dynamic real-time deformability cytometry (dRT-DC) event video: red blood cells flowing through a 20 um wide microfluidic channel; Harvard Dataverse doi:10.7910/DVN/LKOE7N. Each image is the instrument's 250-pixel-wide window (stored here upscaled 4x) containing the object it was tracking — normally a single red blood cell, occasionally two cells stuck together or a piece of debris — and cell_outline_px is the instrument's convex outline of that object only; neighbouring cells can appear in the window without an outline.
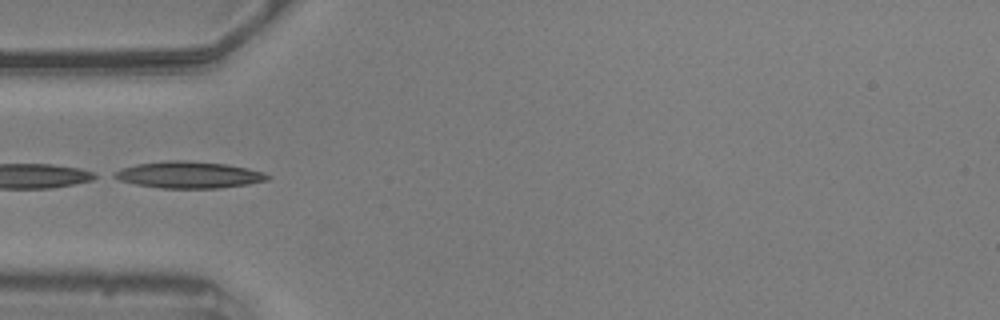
{"species": "common noctule bat (a hibernating species)", "species_latin": "Nyctalus noctula", "temperature_condition": "warm", "stored_images_in_passage": 9, "camera_frame_rate_fps": 3000, "um_per_image_px": 0.085, "animal": {"sex": "male", "body_mass_g": 20.5, "forearm_length_mm": 52.5}, "frame": {"image": 1, "passage_image": 1, "time_ms": 0.0, "image_size_px": [1000, 320], "cell_outline_px": [[272, 176], [268, 180], [248, 184], [220, 188], [160, 188], [136, 184], [120, 180], [112, 176], [112, 172], [120, 168], [136, 164], [168, 160], [184, 160], [224, 164], [248, 168], [264, 172]], "centroid_in_image_um": [16.04, 14.86], "position_along_channel_um": 69.0, "area_um2": 23.87}}